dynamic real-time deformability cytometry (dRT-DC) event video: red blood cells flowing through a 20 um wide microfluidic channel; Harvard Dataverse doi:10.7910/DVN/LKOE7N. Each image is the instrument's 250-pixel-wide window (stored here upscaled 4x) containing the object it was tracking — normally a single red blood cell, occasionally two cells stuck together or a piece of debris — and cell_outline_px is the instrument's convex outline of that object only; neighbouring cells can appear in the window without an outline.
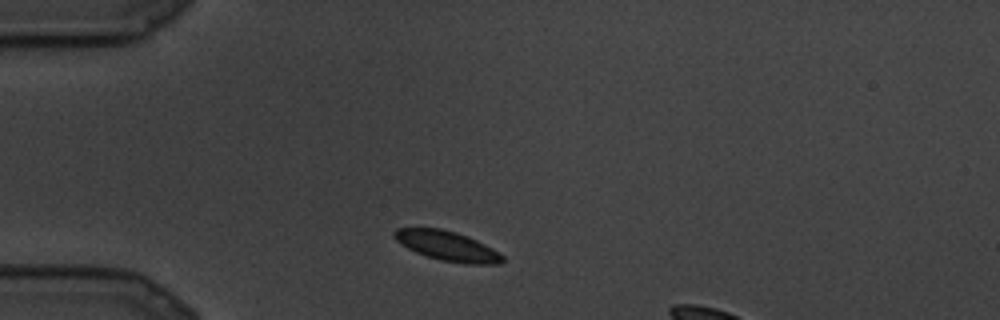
{"species": "common noctule bat (a hibernating species)", "species_latin": "Nyctalus noctula", "temperature_condition": "cold", "stored_images_in_passage": 5, "camera_frame_rate_fps": 3000, "um_per_image_px": 0.085, "animal": {"sex": "male", "body_mass_g": 19.5, "forearm_length_mm": 54.6}, "frame": {"image": 1, "passage_image": 1, "time_ms": 0.0, "image_size_px": [1000, 320], "cell_outline_px": [[504, 260], [500, 264], [468, 264], [440, 260], [416, 252], [408, 248], [396, 240], [392, 236], [392, 232], [396, 228], [440, 228], [456, 232], [468, 236], [500, 252], [504, 256]], "centroid_in_image_um": [38.03, 20.9], "position_along_channel_um": 47.0, "area_um2": 18.73}}